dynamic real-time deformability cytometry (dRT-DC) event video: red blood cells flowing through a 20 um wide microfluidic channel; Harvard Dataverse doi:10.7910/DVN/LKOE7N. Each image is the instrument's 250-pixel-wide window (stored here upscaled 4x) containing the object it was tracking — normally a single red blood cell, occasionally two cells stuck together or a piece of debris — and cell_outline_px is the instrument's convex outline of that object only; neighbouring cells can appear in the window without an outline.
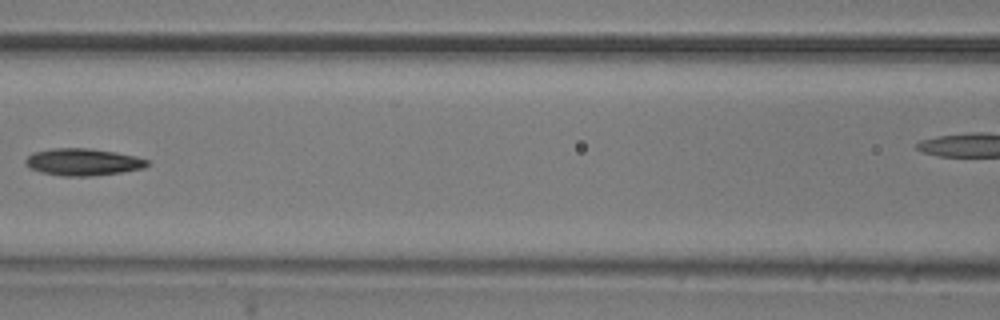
{"species": "common noctule bat (a hibernating species)", "species_latin": "Nyctalus noctula", "temperature_condition": "room temperature", "stored_images_in_passage": 9, "camera_frame_rate_fps": 3000, "um_per_image_px": 0.085, "animal": {"sex": "male", "body_mass_g": 20.5, "forearm_length_mm": 52.5}, "frame": {"image": 1, "passage_image": 7, "time_ms": 2.0, "image_size_px": [1000, 320], "cell_outline_px": [[152, 164], [144, 168], [120, 172], [88, 176], [60, 176], [40, 172], [28, 168], [24, 160], [32, 152], [52, 148], [88, 148], [116, 152], [136, 156], [148, 160]], "centroid_in_image_um": [7.04, 13.77], "position_along_channel_um": 159.6, "area_um2": 19.36}}
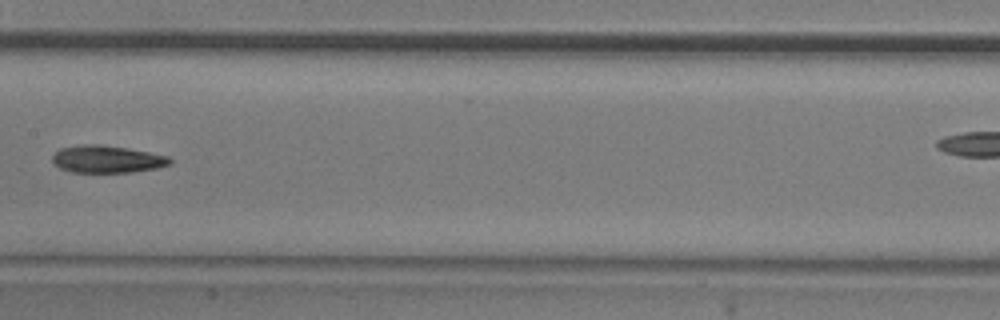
{"frame": {"image": 2, "passage_image": 8, "time_ms": 2.333, "image_size_px": [1000, 320], "cell_outline_px": [[172, 164], [156, 168], [132, 172], [72, 172], [60, 168], [52, 164], [52, 156], [60, 148], [84, 144], [96, 144], [128, 148], [168, 156], [172, 160]], "centroid_in_image_um": [9.08, 13.53], "position_along_channel_um": 198.3, "area_um2": 18.73}}